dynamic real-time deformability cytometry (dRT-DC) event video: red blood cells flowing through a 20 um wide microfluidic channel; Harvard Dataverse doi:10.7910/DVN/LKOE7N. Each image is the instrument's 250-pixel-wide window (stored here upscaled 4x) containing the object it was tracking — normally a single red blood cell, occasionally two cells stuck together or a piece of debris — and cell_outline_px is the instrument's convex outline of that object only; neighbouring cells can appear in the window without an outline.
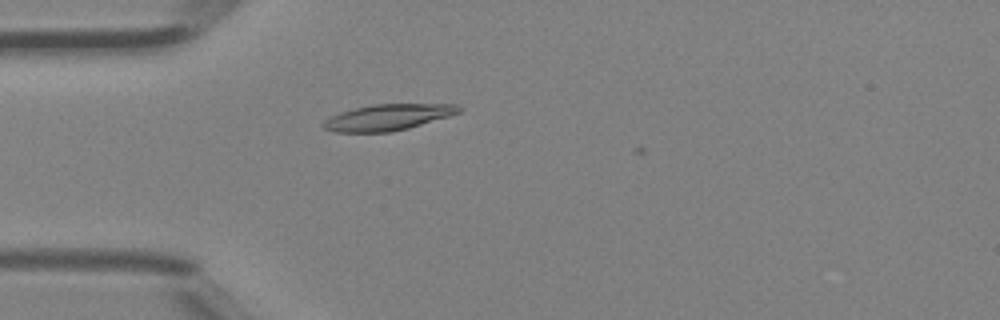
{"species": "Egyptian fruit bat (a non-hibernating species)", "species_latin": "Rousettus aegyptiacus", "temperature_condition": "room temperature", "stored_images_in_passage": 4, "camera_frame_rate_fps": 3000, "um_per_image_px": 0.085, "animal": {"sex": "female"}, "frame": {"image": 1, "passage_image": 4, "time_ms": 1.0, "image_size_px": [1000, 320], "cell_outline_px": [[464, 108], [460, 112], [448, 116], [408, 128], [392, 132], [336, 132], [324, 128], [320, 124], [328, 116], [340, 112], [372, 104], [460, 104]], "centroid_in_image_um": [32.96, 9.96], "position_along_channel_um": 52.0, "area_um2": 20.69}}